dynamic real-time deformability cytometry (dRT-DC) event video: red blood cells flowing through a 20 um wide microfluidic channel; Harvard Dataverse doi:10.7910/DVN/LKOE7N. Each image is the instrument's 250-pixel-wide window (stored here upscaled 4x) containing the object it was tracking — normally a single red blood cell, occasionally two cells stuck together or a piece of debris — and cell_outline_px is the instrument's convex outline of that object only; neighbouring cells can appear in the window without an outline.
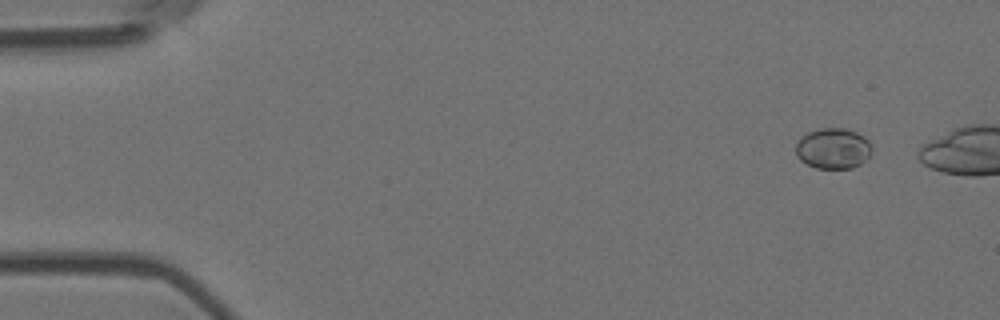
{"species": "Egyptian fruit bat (a non-hibernating species)", "species_latin": "Rousettus aegyptiacus", "temperature_condition": "room temperature", "stored_images_in_passage": 45, "camera_frame_rate_fps": 3000, "um_per_image_px": 0.085, "animal": {"sex": "female"}, "frame": {"image": 1, "passage_image": 1, "time_ms": 0.0, "image_size_px": [1000, 320], "cell_outline_px": [[872, 152], [860, 164], [852, 168], [816, 168], [800, 160], [796, 156], [796, 144], [800, 136], [808, 132], [820, 128], [844, 128], [856, 132], [864, 136], [868, 140], [872, 148]], "centroid_in_image_um": [70.8, 12.61], "position_along_channel_um": 14.2, "area_um2": 18.09}}
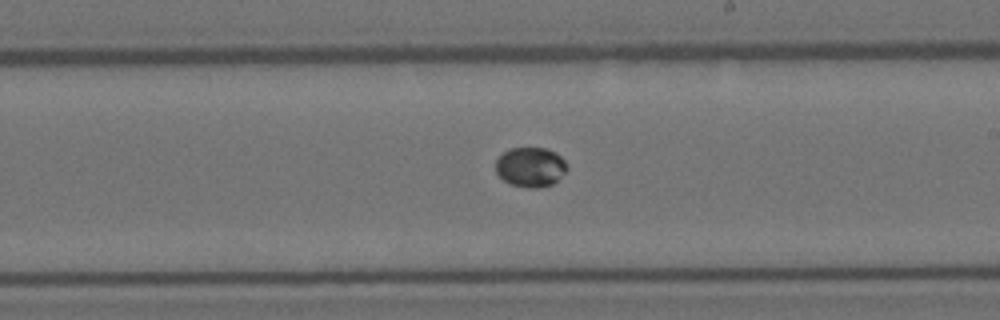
{"frame": {"image": 2, "passage_image": 29, "time_ms": 9.333, "image_size_px": [1000, 320], "cell_outline_px": [[568, 168], [552, 184], [540, 188], [528, 188], [512, 184], [504, 180], [496, 172], [496, 160], [508, 148], [548, 148], [556, 152], [568, 164]], "centroid_in_image_um": [45.1, 14.19], "position_along_channel_um": 243.9, "area_um2": 16.47}}
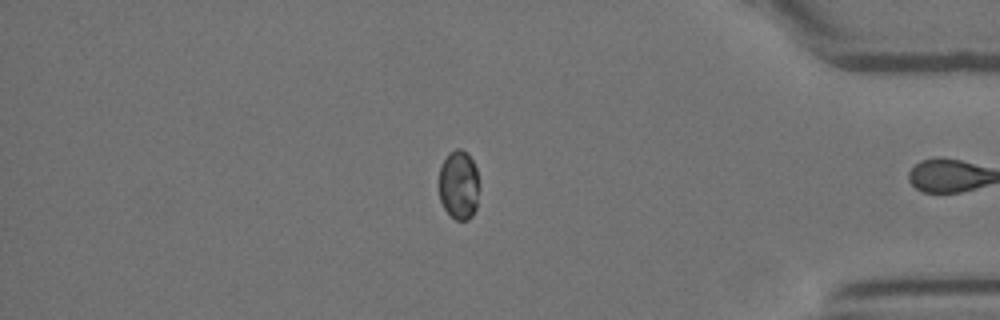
{"frame": {"image": 3, "passage_image": 44, "time_ms": 14.333, "image_size_px": [1000, 320], "cell_outline_px": [[476, 208], [472, 216], [468, 220], [456, 220], [444, 208], [440, 200], [440, 168], [444, 160], [456, 148], [460, 148], [468, 152], [476, 168]], "centroid_in_image_um": [38.98, 15.72], "position_along_channel_um": 396.2, "area_um2": 15.66}}